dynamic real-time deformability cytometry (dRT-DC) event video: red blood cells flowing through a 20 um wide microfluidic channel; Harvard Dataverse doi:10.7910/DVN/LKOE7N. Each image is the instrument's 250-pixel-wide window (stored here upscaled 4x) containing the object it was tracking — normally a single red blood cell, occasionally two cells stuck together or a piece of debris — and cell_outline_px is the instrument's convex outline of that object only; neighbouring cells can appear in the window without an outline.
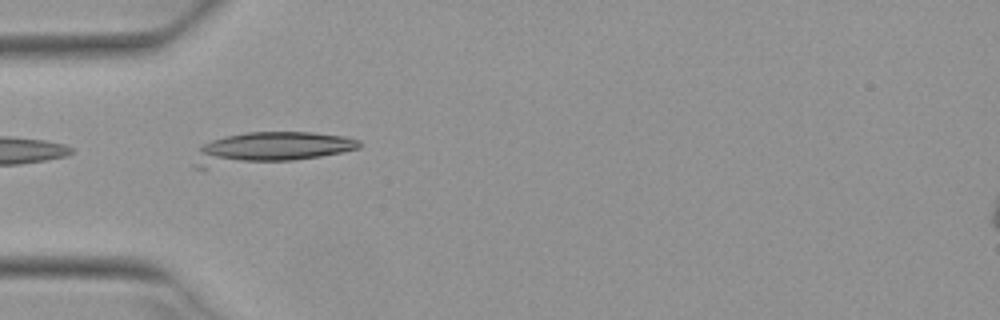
{"species": "Egyptian fruit bat (a non-hibernating species)", "species_latin": "Rousettus aegyptiacus", "temperature_condition": "warm", "stored_images_in_passage": 3, "camera_frame_rate_fps": 3000, "um_per_image_px": 0.085, "animal": {"sex": "female"}, "frame": {"image": 1, "passage_image": 1, "time_ms": 0.0, "image_size_px": [1000, 320], "cell_outline_px": [[360, 148], [320, 156], [292, 160], [208, 168], [192, 168], [192, 164], [200, 148], [204, 144], [212, 140], [224, 136], [248, 132], [312, 132], [344, 136], [360, 140]], "centroid_in_image_um": [22.93, 12.59], "position_along_channel_um": 62.1, "area_um2": 30.23}}
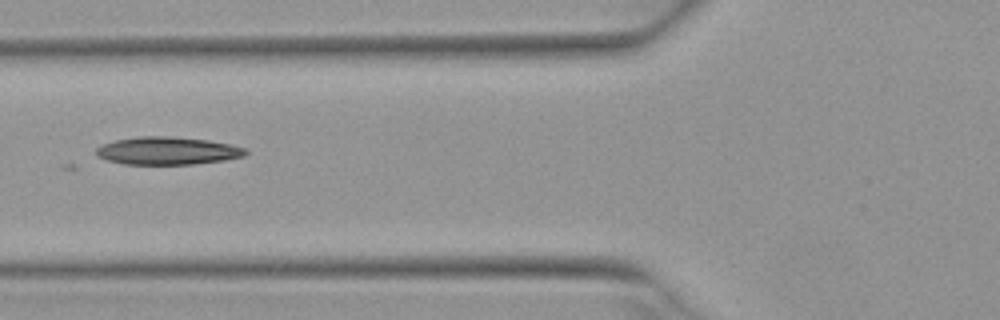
{"frame": {"image": 2, "passage_image": 2, "time_ms": 0.333, "image_size_px": [1000, 320], "cell_outline_px": [[248, 152], [244, 156], [224, 160], [192, 164], [124, 164], [108, 160], [96, 156], [96, 148], [104, 144], [116, 140], [140, 136], [168, 136], [208, 140], [228, 144], [244, 148]], "centroid_in_image_um": [14.22, 12.82], "position_along_channel_um": 111.6, "area_um2": 23.93}}
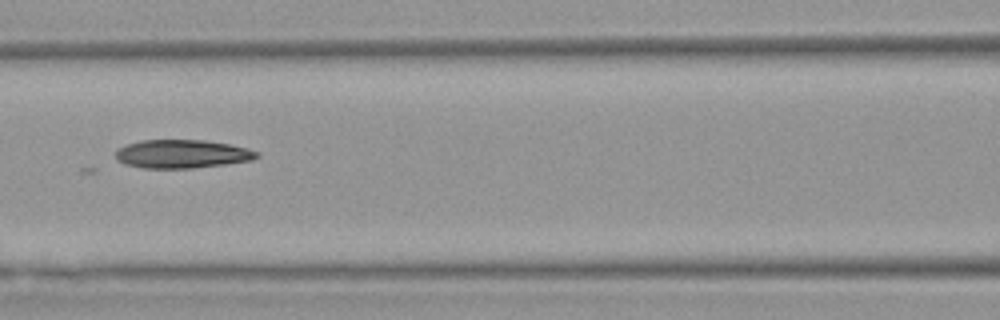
{"frame": {"image": 3, "passage_image": 3, "time_ms": 0.667, "image_size_px": [1000, 320], "cell_outline_px": [[260, 156], [252, 160], [224, 164], [192, 168], [144, 168], [124, 164], [116, 160], [116, 148], [140, 140], [204, 140], [228, 144], [248, 148], [260, 152]], "centroid_in_image_um": [15.47, 13.08], "position_along_channel_um": 151.1, "area_um2": 23.47}}